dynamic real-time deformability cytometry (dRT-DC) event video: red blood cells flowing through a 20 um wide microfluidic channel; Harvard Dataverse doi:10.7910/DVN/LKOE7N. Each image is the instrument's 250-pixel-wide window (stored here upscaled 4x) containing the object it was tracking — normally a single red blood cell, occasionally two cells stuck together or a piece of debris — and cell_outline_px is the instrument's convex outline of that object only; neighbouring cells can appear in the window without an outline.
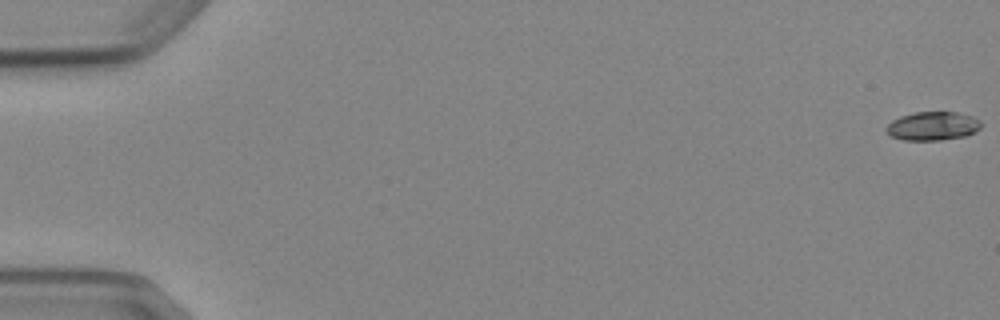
{"species": "Egyptian fruit bat (a non-hibernating species)", "species_latin": "Rousettus aegyptiacus", "temperature_condition": "cold", "stored_images_in_passage": 9, "camera_frame_rate_fps": 3000, "um_per_image_px": 0.085, "animal": {"sex": "female"}, "frame": {"image": 1, "passage_image": 1, "time_ms": 0.0, "image_size_px": [1000, 320], "cell_outline_px": [[980, 128], [976, 132], [968, 136], [940, 140], [904, 140], [892, 136], [884, 128], [892, 120], [900, 116], [912, 112], [956, 112], [972, 116], [980, 120]], "centroid_in_image_um": [79.29, 10.71], "position_along_channel_um": 5.7, "area_um2": 15.95}}
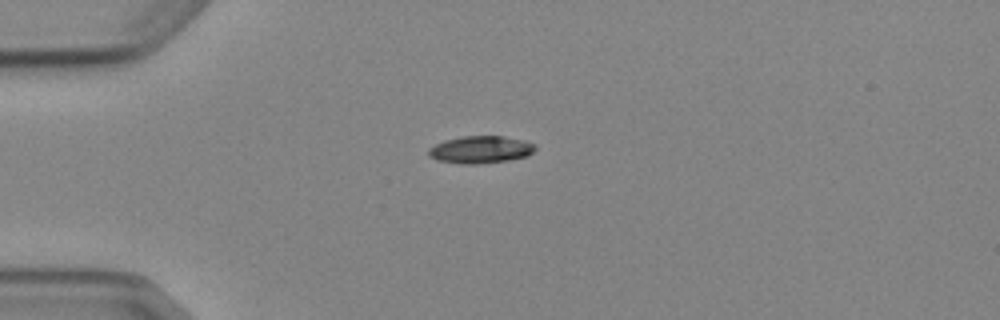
{"frame": {"image": 2, "passage_image": 4, "time_ms": 4.667, "image_size_px": [1000, 320], "cell_outline_px": [[536, 148], [528, 156], [508, 160], [476, 164], [464, 164], [436, 160], [428, 156], [428, 148], [444, 140], [460, 136], [504, 136], [524, 140], [536, 144]], "centroid_in_image_um": [40.84, 12.71], "position_along_channel_um": 44.2, "area_um2": 17.11}}
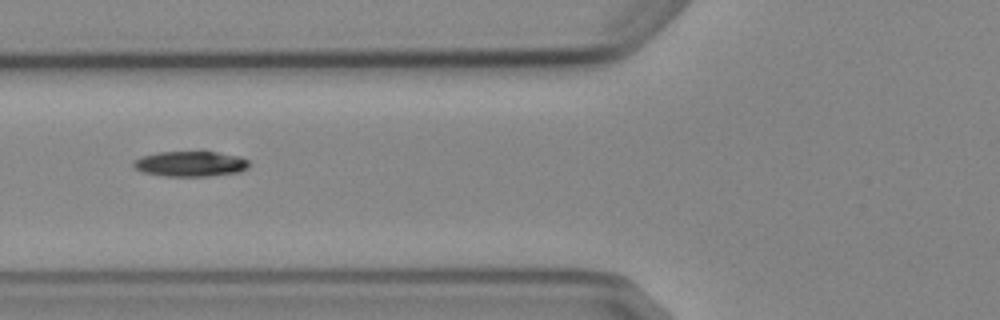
{"frame": {"image": 3, "passage_image": 6, "time_ms": 7.0, "image_size_px": [1000, 320], "cell_outline_px": [[248, 168], [240, 172], [208, 176], [164, 176], [144, 172], [136, 168], [132, 164], [132, 160], [140, 156], [156, 152], [216, 152], [240, 156], [248, 160]], "centroid_in_image_um": [16.17, 13.92], "position_along_channel_um": 109.6, "area_um2": 17.11}}